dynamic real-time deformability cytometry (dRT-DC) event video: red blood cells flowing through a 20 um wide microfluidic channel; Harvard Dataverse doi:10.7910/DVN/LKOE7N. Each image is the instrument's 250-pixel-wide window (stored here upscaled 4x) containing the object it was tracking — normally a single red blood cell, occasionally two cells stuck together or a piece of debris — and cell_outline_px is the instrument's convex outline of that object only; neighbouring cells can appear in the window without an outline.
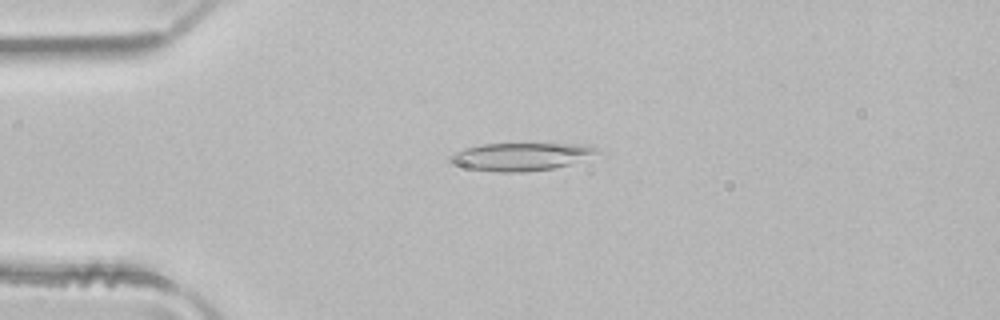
{"species": "common noctule bat (a hibernating species)", "species_latin": "Nyctalus noctula", "temperature_condition": "room temperature", "stored_images_in_passage": 5, "camera_frame_rate_fps": 3000, "um_per_image_px": 0.085, "animal": {"sex": "male", "body_mass_g": 21.5, "forearm_length_mm": 52.0}, "frame": {"image": 1, "passage_image": 5, "time_ms": 1.333, "image_size_px": [1000, 320], "cell_outline_px": [[600, 152], [568, 164], [552, 168], [524, 172], [500, 172], [468, 168], [448, 164], [448, 156], [464, 148], [480, 144], [580, 144], [600, 148]], "centroid_in_image_um": [44.18, 13.31], "position_along_channel_um": 40.8, "area_um2": 23.64}}